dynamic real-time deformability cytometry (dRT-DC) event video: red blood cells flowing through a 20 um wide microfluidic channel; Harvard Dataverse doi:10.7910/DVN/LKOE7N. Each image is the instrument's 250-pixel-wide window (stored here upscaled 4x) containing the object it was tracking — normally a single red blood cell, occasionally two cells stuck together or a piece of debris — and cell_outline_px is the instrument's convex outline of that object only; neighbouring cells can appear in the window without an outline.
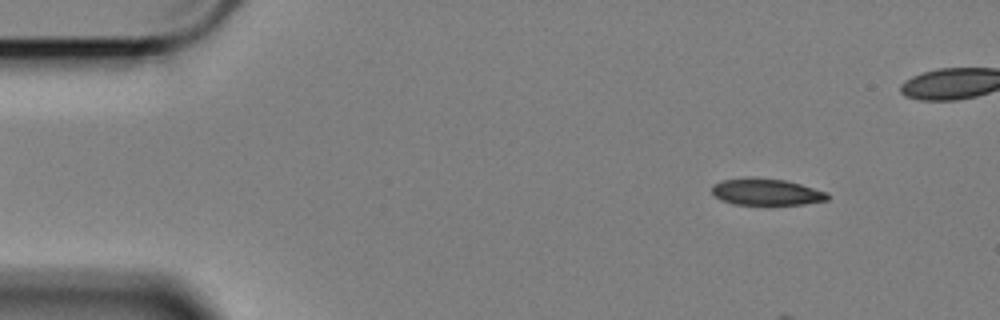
{"species": "Egyptian fruit bat (a non-hibernating species)", "species_latin": "Rousettus aegyptiacus", "temperature_condition": "cold", "stored_images_in_passage": 16, "camera_frame_rate_fps": 3000, "um_per_image_px": 0.085, "animal": {"sex": "female"}, "frame": {"image": 1, "passage_image": 6, "time_ms": 1.667, "image_size_px": [1000, 320], "cell_outline_px": [[828, 200], [804, 204], [736, 204], [720, 200], [712, 192], [712, 184], [720, 180], [784, 180], [800, 184], [828, 192]], "centroid_in_image_um": [65.17, 16.35], "position_along_channel_um": 19.8, "area_um2": 17.11}}